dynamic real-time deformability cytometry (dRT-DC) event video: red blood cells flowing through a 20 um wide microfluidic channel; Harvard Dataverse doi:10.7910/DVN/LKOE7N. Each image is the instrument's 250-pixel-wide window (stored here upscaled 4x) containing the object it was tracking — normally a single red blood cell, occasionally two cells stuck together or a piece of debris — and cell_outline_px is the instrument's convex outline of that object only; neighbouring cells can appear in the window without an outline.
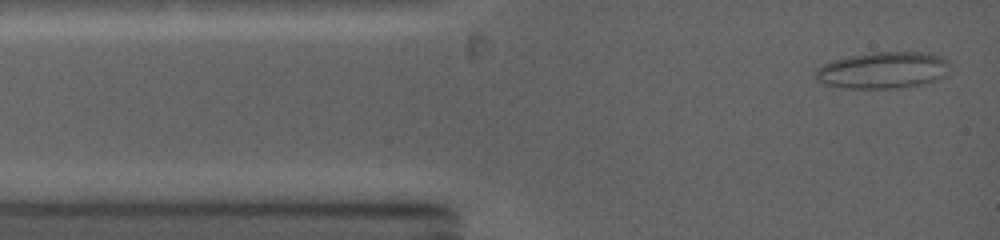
{"species": "common noctule bat (a hibernating species)", "species_latin": "Nyctalus noctula", "temperature_condition": "warm", "stored_images_in_passage": 39, "camera_frame_rate_fps": 5000, "um_per_image_px": 0.085, "animal": {"sex": "female", "body_mass_g": 19.0, "forearm_length_mm": 53.3}, "frame": {"image": 1, "passage_image": 1, "time_ms": 0.0, "image_size_px": [1000, 240], "cell_outline_px": [[948, 76], [928, 84], [900, 88], [844, 88], [824, 84], [816, 80], [812, 76], [816, 68], [832, 60], [848, 56], [872, 52], [928, 52], [940, 56], [948, 60]], "centroid_in_image_um": [75.06, 5.98], "position_along_channel_um": 9.9, "area_um2": 29.36}}
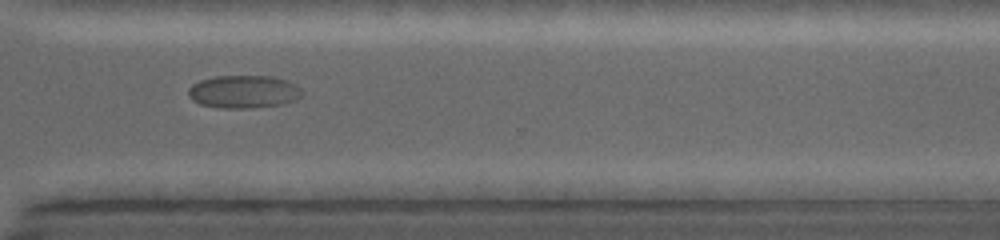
{"frame": {"image": 2, "passage_image": 25, "time_ms": 9.8, "image_size_px": [1000, 240], "cell_outline_px": [[304, 92], [296, 100], [280, 104], [252, 108], [220, 108], [200, 104], [192, 100], [188, 96], [188, 88], [192, 84], [200, 80], [216, 76], [272, 76], [288, 80], [296, 84]], "centroid_in_image_um": [20.71, 7.79], "position_along_channel_um": 349.9, "area_um2": 21.96}}
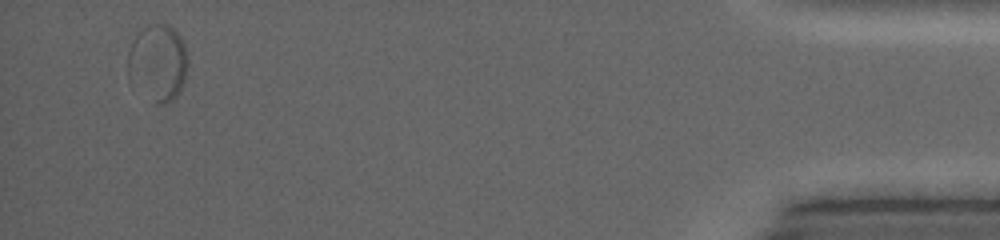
{"frame": {"image": 3, "passage_image": 36, "time_ms": 14.4, "image_size_px": [1000, 240], "cell_outline_px": [[188, 60], [184, 80], [180, 92], [172, 100], [164, 104], [152, 104], [128, 80], [128, 52], [132, 40], [136, 32], [148, 24], [168, 24], [180, 36], [184, 44]], "centroid_in_image_um": [13.38, 5.35], "position_along_channel_um": 421.8, "area_um2": 27.4}, "authors_computed_cell_mechanics": {"area_um2": 21.675, "velocity_mm_per_s": 3.9369, "shape_relaxation_time_tau1_ms": 3.1373, "shape_relaxation_time_tau2_ms": null, "deformation_change_tau1": 0.0661, "deformation_change_tau2": null}}